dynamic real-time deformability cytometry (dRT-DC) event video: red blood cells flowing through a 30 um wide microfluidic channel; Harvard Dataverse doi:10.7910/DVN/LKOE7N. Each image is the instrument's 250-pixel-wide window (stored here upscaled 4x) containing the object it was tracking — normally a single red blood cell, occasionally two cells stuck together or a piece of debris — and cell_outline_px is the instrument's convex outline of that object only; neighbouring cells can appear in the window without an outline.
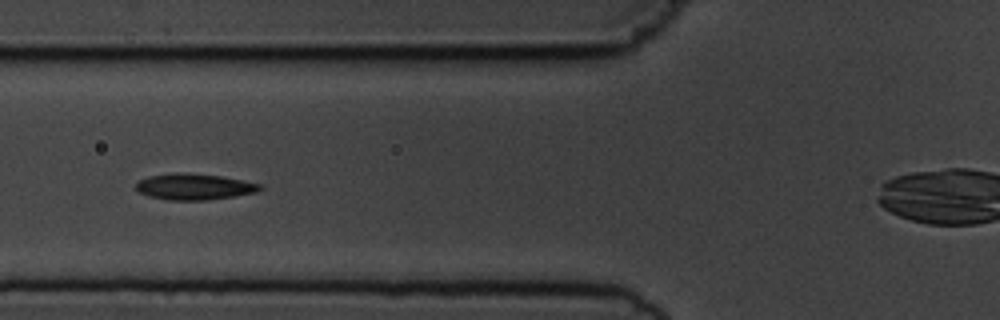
{"species": "common noctule bat (a hibernating species)", "species_latin": "Nyctalus noctula", "temperature_condition": "cold", "stored_images_in_passage": 7, "camera_frame_rate_fps": 3000, "um_per_image_px": 0.085, "animal": {"sex": "male", "body_mass_g": 19.5, "forearm_length_mm": 54.6}, "frame": {"image": 1, "passage_image": 4, "time_ms": 3.667, "image_size_px": [1000, 320], "cell_outline_px": [[264, 188], [256, 192], [208, 200], [168, 200], [148, 196], [140, 192], [136, 188], [136, 184], [140, 180], [148, 176], [176, 172], [184, 172], [220, 176], [260, 184]], "centroid_in_image_um": [16.48, 15.87], "position_along_channel_um": 109.3, "area_um2": 18.73}}
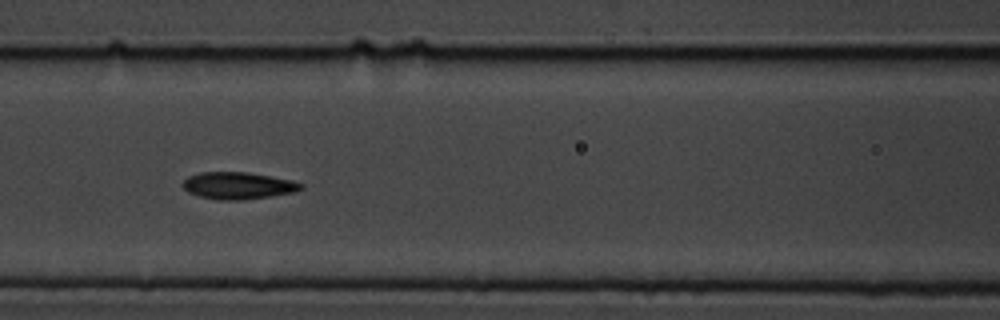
{"frame": {"image": 2, "passage_image": 5, "time_ms": 4.667, "image_size_px": [1000, 320], "cell_outline_px": [[304, 188], [292, 192], [272, 196], [244, 200], [216, 200], [200, 196], [188, 192], [180, 184], [188, 176], [200, 172], [248, 172], [292, 180], [304, 184]], "centroid_in_image_um": [20.22, 15.78], "position_along_channel_um": 146.4, "area_um2": 18.73}}
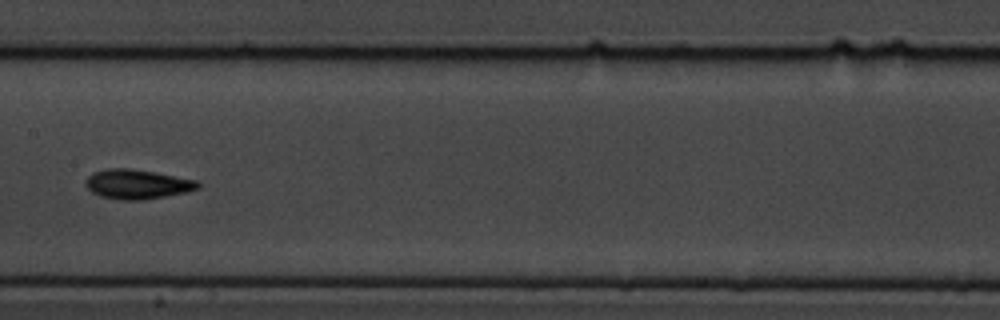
{"frame": {"image": 3, "passage_image": 6, "time_ms": 6.0, "image_size_px": [1000, 320], "cell_outline_px": [[200, 188], [188, 192], [144, 200], [120, 200], [100, 196], [92, 192], [84, 184], [88, 176], [92, 172], [108, 168], [128, 168], [156, 172], [200, 180]], "centroid_in_image_um": [11.7, 15.65], "position_along_channel_um": 195.7, "area_um2": 19.65}}